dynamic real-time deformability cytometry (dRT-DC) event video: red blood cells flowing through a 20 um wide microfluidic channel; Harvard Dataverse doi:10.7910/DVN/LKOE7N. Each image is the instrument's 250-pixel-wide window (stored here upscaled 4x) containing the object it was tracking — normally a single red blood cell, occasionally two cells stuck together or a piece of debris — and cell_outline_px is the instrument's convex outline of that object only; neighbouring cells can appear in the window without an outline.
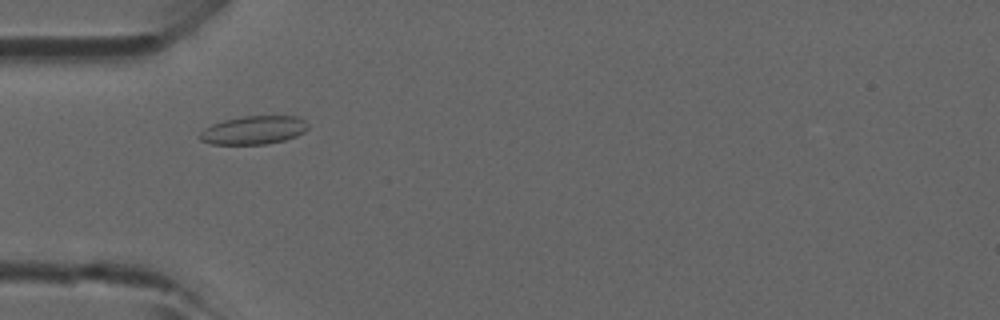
{"species": "common noctule bat (a hibernating species)", "species_latin": "Nyctalus noctula", "temperature_condition": "room temperature", "stored_images_in_passage": 31, "camera_frame_rate_fps": 3000, "um_per_image_px": 0.085, "animal": {"sex": "male", "forearm_length_mm": 52.5}, "frame": {"image": 1, "passage_image": 1, "time_ms": 0.0, "image_size_px": [1000, 320], "cell_outline_px": [[308, 128], [304, 132], [296, 136], [284, 140], [268, 144], [212, 144], [200, 140], [200, 132], [204, 128], [212, 124], [224, 120], [244, 116], [300, 116], [308, 124]], "centroid_in_image_um": [21.58, 11.06], "position_along_channel_um": 63.4, "area_um2": 17.92}}
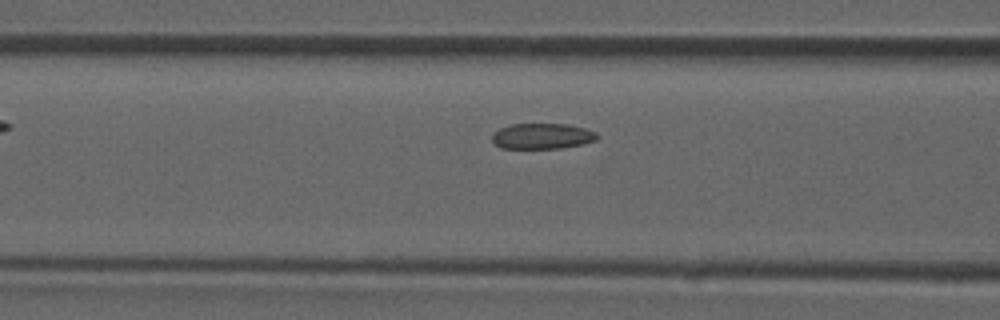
{"frame": {"image": 2, "passage_image": 5, "time_ms": 1.333, "image_size_px": [1000, 320], "cell_outline_px": [[600, 136], [596, 140], [580, 144], [560, 148], [500, 148], [492, 140], [492, 136], [500, 128], [512, 124], [564, 124], [584, 128], [596, 132]], "centroid_in_image_um": [46.09, 11.57], "position_along_channel_um": 120.5, "area_um2": 15.49}}
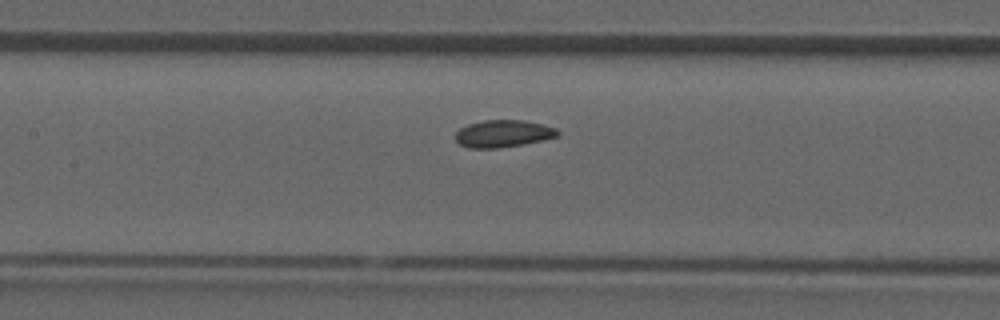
{"frame": {"image": 3, "passage_image": 8, "time_ms": 2.333, "image_size_px": [1000, 320], "cell_outline_px": [[560, 132], [556, 136], [544, 140], [496, 148], [468, 148], [460, 144], [456, 140], [456, 132], [460, 128], [468, 124], [484, 120], [524, 120], [544, 124], [556, 128]], "centroid_in_image_um": [42.77, 11.35], "position_along_channel_um": 164.6, "area_um2": 16.13}}